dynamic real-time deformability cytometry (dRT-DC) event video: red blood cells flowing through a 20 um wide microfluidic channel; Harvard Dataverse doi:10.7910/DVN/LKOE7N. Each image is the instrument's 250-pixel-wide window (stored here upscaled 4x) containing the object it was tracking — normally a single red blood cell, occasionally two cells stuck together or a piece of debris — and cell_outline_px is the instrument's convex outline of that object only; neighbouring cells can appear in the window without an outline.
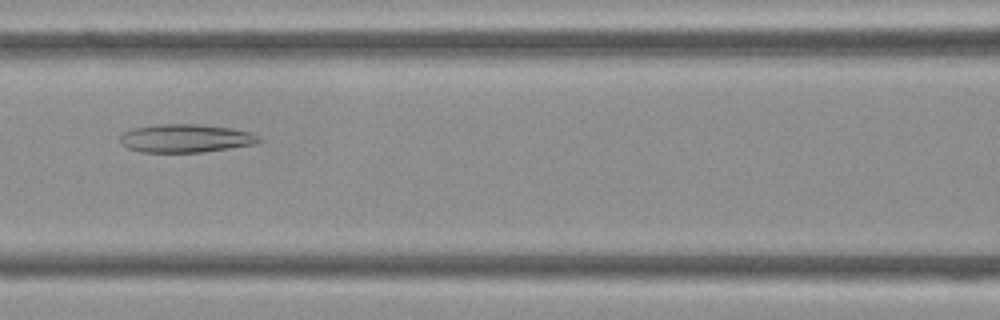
{"species": "Egyptian fruit bat (a non-hibernating species)", "species_latin": "Rousettus aegyptiacus", "temperature_condition": "cold", "stored_images_in_passage": 44, "camera_frame_rate_fps": 3000, "um_per_image_px": 0.085, "frame": {"image": 1, "passage_image": 19, "time_ms": 6.0, "image_size_px": [1000, 320], "cell_outline_px": [[264, 140], [256, 144], [200, 152], [140, 152], [128, 148], [120, 144], [120, 136], [124, 132], [132, 128], [160, 124], [200, 124], [232, 128], [252, 132], [260, 136]], "centroid_in_image_um": [15.81, 11.75], "position_along_channel_um": 150.8, "area_um2": 23.06}}
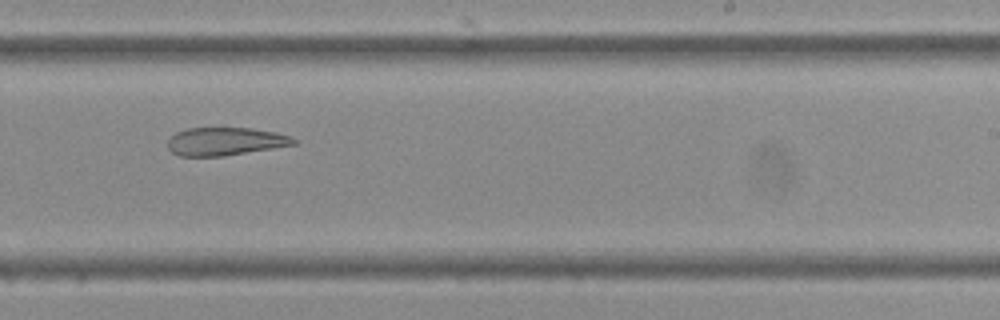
{"frame": {"image": 2, "passage_image": 27, "time_ms": 8.667, "image_size_px": [1000, 320], "cell_outline_px": [[300, 140], [296, 144], [224, 156], [180, 156], [172, 152], [168, 148], [168, 140], [176, 132], [188, 128], [252, 128], [276, 132], [292, 136]], "centroid_in_image_um": [19.18, 12.01], "position_along_channel_um": 269.8, "area_um2": 20.63}}
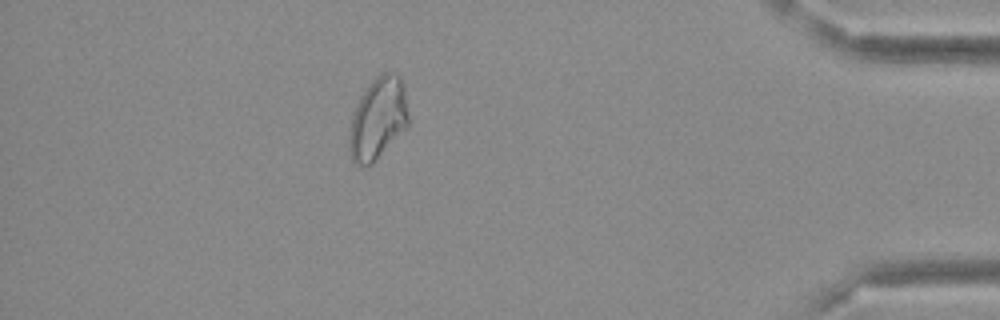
{"frame": {"image": 3, "passage_image": 39, "time_ms": 12.667, "image_size_px": [1000, 320], "cell_outline_px": [[408, 128], [372, 164], [356, 168], [352, 160], [348, 148], [348, 136], [352, 116], [360, 96], [368, 84], [380, 72], [396, 72], [400, 76], [404, 88], [408, 116]], "centroid_in_image_um": [32.11, 10.11], "position_along_channel_um": 403.1, "area_um2": 28.84}}